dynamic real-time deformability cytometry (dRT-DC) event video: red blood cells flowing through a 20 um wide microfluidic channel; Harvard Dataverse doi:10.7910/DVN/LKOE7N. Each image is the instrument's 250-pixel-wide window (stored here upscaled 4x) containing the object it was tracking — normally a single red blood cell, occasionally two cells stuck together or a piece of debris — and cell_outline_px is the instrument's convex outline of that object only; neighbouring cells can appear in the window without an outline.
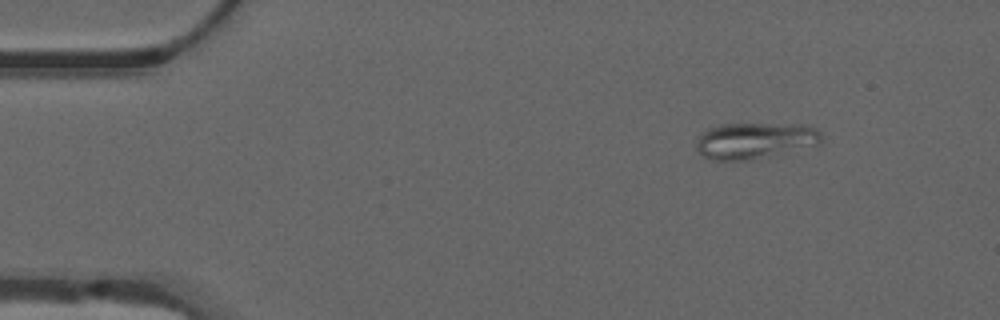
{"species": "common noctule bat (a hibernating species)", "species_latin": "Nyctalus noctula", "temperature_condition": "warm", "stored_images_in_passage": 48, "camera_frame_rate_fps": 3000, "um_per_image_px": 0.085, "animal": {"sex": "male", "forearm_length_mm": 52.5}, "frame": {"image": 1, "passage_image": 1, "time_ms": 0.0, "image_size_px": [1000, 320], "cell_outline_px": [[824, 140], [820, 144], [748, 160], [712, 160], [700, 156], [696, 148], [696, 136], [708, 128], [724, 124], [808, 124], [816, 128], [824, 136]], "centroid_in_image_um": [64.15, 11.94], "position_along_channel_um": 20.8, "area_um2": 26.7}}
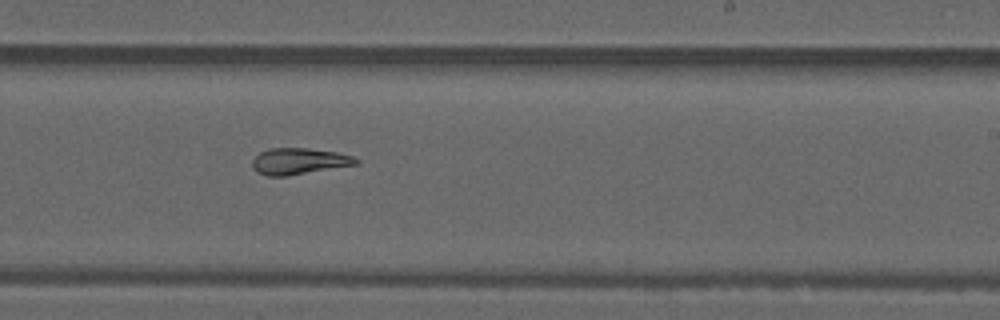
{"frame": {"image": 2, "passage_image": 27, "time_ms": 8.667, "image_size_px": [1000, 320], "cell_outline_px": [[360, 164], [288, 176], [268, 176], [256, 172], [252, 168], [252, 160], [260, 152], [272, 148], [308, 148], [336, 152], [352, 156], [360, 160]], "centroid_in_image_um": [25.43, 13.71], "position_along_channel_um": 263.6, "area_um2": 16.07}}
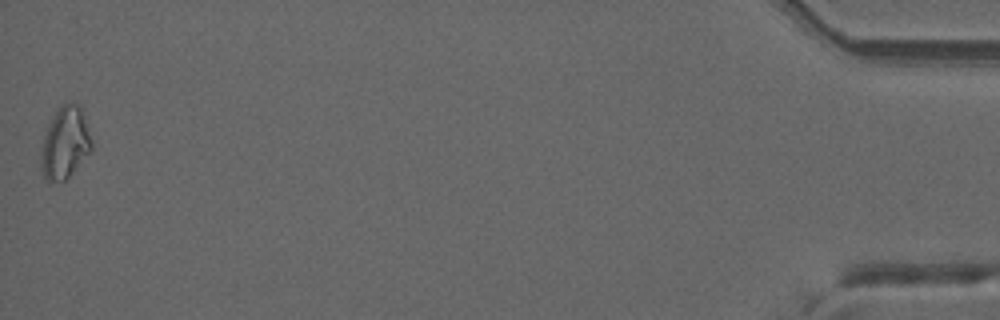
{"frame": {"image": 3, "passage_image": 48, "time_ms": 15.667, "image_size_px": [1000, 320], "cell_outline_px": [[92, 148], [68, 176], [64, 180], [48, 184], [44, 176], [40, 164], [40, 156], [44, 136], [48, 124], [56, 108], [64, 100], [76, 100], [80, 104], [92, 140]], "centroid_in_image_um": [5.51, 12.06], "position_along_channel_um": 429.7, "area_um2": 21.5}}